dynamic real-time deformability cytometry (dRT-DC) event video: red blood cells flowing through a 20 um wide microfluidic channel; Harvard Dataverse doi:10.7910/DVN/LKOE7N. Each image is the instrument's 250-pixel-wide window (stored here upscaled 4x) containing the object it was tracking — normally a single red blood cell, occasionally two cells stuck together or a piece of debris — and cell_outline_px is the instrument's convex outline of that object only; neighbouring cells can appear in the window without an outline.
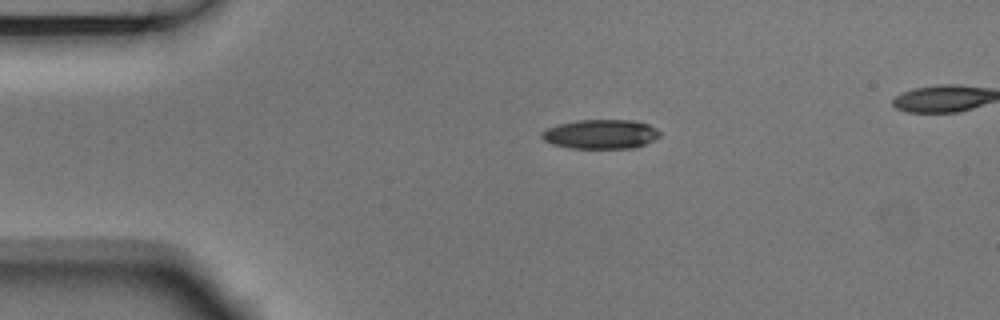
{"species": "Egyptian fruit bat (a non-hibernating species)", "species_latin": "Rousettus aegyptiacus", "temperature_condition": "room temperature", "stored_images_in_passage": 5, "camera_frame_rate_fps": 3000, "um_per_image_px": 0.085, "animal": {"sex": "male"}, "frame": {"image": 1, "passage_image": 5, "time_ms": 1.333, "image_size_px": [1000, 320], "cell_outline_px": [[660, 136], [636, 148], [572, 148], [552, 144], [544, 140], [540, 136], [540, 132], [556, 124], [576, 120], [636, 120], [648, 124], [656, 128], [660, 132]], "centroid_in_image_um": [51.04, 11.39], "position_along_channel_um": 34.0, "area_um2": 20.29}}